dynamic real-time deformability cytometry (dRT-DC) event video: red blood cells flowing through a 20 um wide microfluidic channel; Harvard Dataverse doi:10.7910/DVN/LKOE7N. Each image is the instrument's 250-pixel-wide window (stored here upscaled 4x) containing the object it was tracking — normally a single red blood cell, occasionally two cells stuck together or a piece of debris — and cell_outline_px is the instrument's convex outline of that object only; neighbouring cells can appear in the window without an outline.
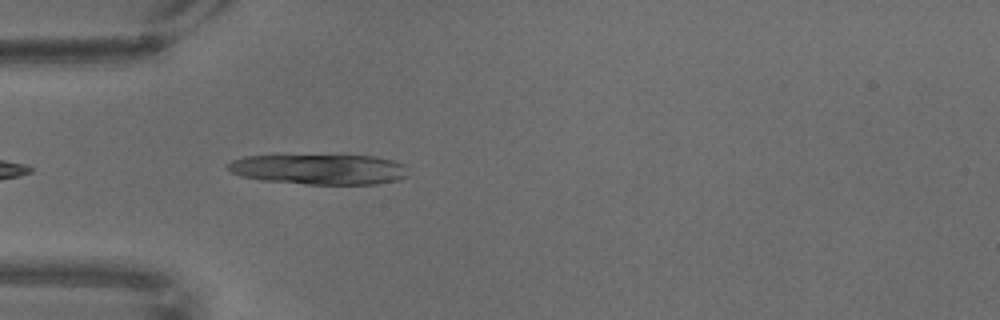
{"species": "common noctule bat (a hibernating species)", "species_latin": "Nyctalus noctula", "temperature_condition": "warm", "stored_images_in_passage": 9, "segment_of_instrument_passage": [1, 2], "camera_frame_rate_fps": 3000, "um_per_image_px": 0.085, "animal": {"sex": "male", "body_mass_g": 18.8}, "frame": {"image": 1, "passage_image": 1, "time_ms": 0.0, "image_size_px": [1000, 320], "cell_outline_px": [[408, 176], [396, 180], [376, 184], [308, 184], [260, 180], [240, 176], [224, 168], [224, 164], [232, 160], [244, 156], [276, 152], [376, 156], [392, 160], [404, 164]], "centroid_in_image_um": [26.99, 14.32], "position_along_channel_um": 58.0, "area_um2": 33.7}}